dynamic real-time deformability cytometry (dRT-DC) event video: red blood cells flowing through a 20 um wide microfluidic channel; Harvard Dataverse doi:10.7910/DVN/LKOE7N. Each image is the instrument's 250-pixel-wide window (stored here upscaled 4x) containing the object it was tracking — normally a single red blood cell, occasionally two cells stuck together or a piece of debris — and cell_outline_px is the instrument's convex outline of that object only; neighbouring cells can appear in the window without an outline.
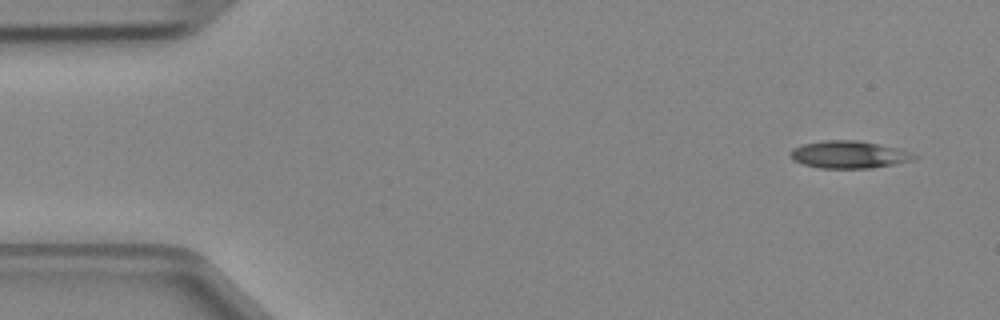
{"species": "Egyptian fruit bat (a non-hibernating species)", "species_latin": "Rousettus aegyptiacus", "temperature_condition": "cold", "stored_images_in_passage": 4, "camera_frame_rate_fps": 3000, "um_per_image_px": 0.085, "animal": {"sex": "female"}, "frame": {"image": 1, "passage_image": 1, "time_ms": 0.0, "image_size_px": [1000, 320], "cell_outline_px": [[920, 156], [912, 160], [896, 164], [872, 168], [820, 168], [804, 164], [792, 160], [788, 152], [792, 148], [804, 144], [824, 140], [860, 140], [900, 148], [912, 152]], "centroid_in_image_um": [72.19, 13.13], "position_along_channel_um": 12.8, "area_um2": 20.06}}
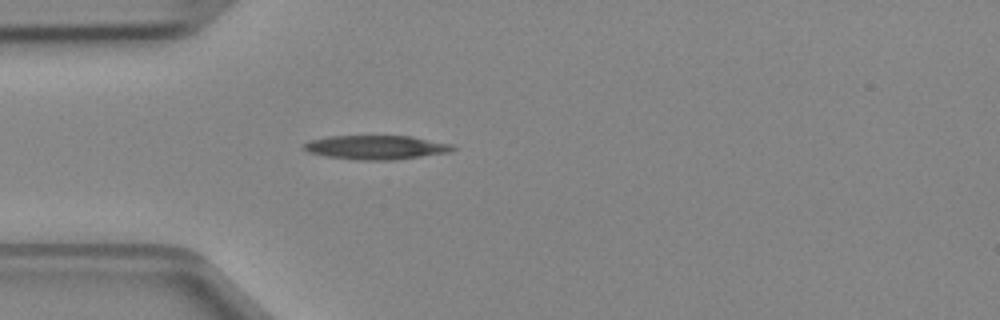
{"frame": {"image": 2, "passage_image": 4, "time_ms": 1.0, "image_size_px": [1000, 320], "cell_outline_px": [[456, 148], [452, 152], [392, 160], [356, 160], [324, 156], [308, 152], [300, 148], [308, 140], [328, 136], [412, 136], [452, 144]], "centroid_in_image_um": [31.94, 12.52], "position_along_channel_um": 53.1, "area_um2": 21.1}}